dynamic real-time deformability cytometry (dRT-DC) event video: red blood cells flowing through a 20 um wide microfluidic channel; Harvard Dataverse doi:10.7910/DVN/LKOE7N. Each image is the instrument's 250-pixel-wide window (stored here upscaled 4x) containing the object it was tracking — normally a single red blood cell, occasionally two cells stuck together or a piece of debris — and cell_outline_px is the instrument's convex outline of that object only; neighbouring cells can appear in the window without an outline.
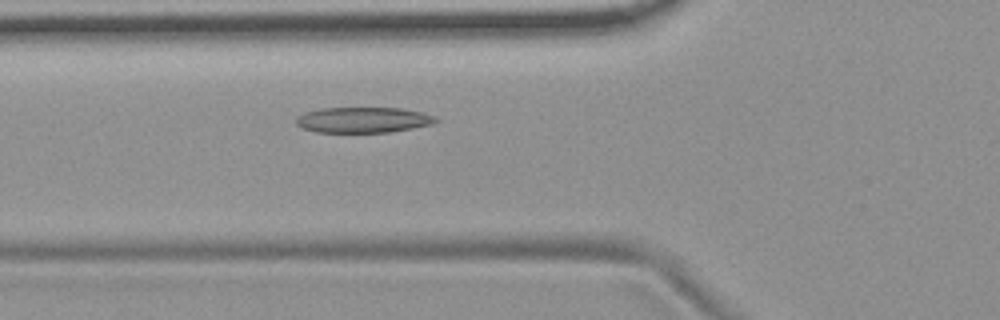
{"species": "common noctule bat (a hibernating species)", "species_latin": "Nyctalus noctula", "temperature_condition": "room temperature", "stored_images_in_passage": 39, "camera_frame_rate_fps": 3000, "um_per_image_px": 0.085, "animal": {"sex": "female", "body_mass_g": 19.9}, "frame": {"image": 1, "passage_image": 4, "time_ms": 1.0, "image_size_px": [1000, 320], "cell_outline_px": [[440, 120], [432, 124], [412, 128], [388, 132], [316, 132], [304, 128], [296, 124], [296, 116], [304, 112], [320, 108], [400, 108], [420, 112], [436, 116]], "centroid_in_image_um": [30.86, 10.19], "position_along_channel_um": 94.9, "area_um2": 20.81}}
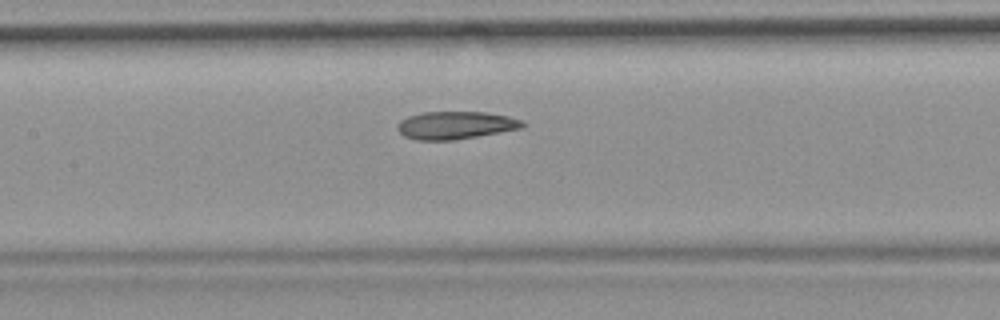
{"frame": {"image": 2, "passage_image": 10, "time_ms": 3.0, "image_size_px": [1000, 320], "cell_outline_px": [[528, 124], [524, 128], [452, 140], [416, 140], [404, 136], [396, 128], [396, 124], [400, 120], [408, 116], [420, 112], [484, 112], [508, 116], [524, 120]], "centroid_in_image_um": [38.73, 10.64], "position_along_channel_um": 168.7, "area_um2": 20.4}}
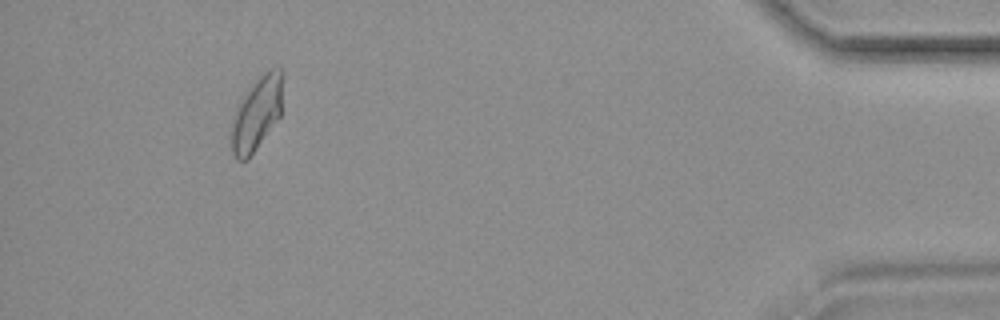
{"frame": {"image": 3, "passage_image": 35, "time_ms": 11.333, "image_size_px": [1000, 320], "cell_outline_px": [[284, 76], [280, 116], [248, 160], [236, 160], [232, 156], [232, 116], [240, 100], [248, 88], [264, 72], [272, 68], [280, 68], [284, 72]], "centroid_in_image_um": [21.83, 9.63], "position_along_channel_um": 413.4, "area_um2": 22.2}, "authors_computed_cell_mechanics": {"area_um2": 20.5768, "velocity_mm_per_s": 3.6734, "shape_relaxation_time_tau1_ms": null, "shape_relaxation_time_tau2_ms": 2.3676, "deformation_change_tau1": null, "deformation_change_tau2": 0.0926}}